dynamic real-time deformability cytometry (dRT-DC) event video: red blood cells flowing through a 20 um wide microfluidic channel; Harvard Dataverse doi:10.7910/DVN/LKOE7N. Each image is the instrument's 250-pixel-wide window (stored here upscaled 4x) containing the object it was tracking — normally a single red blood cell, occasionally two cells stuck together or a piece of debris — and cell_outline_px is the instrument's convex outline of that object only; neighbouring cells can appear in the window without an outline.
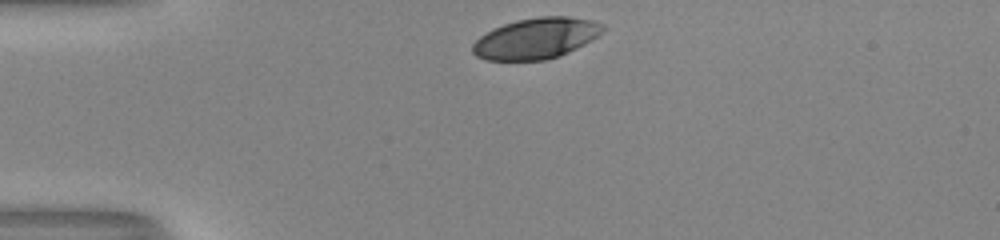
{"species": "human", "species_latin": "Homo sapiens", "temperature_condition": "room temperature", "stored_images_in_passage": 30, "camera_frame_rate_fps": 3000, "um_per_image_px": 0.085, "donor": {"sex": "male"}, "frame": {"image": 1, "passage_image": 1, "time_ms": 0.0, "image_size_px": [1000, 240], "cell_outline_px": [[604, 32], [592, 40], [560, 56], [544, 60], [484, 60], [476, 56], [472, 52], [472, 44], [480, 36], [504, 24], [516, 20], [540, 16], [568, 16], [592, 20], [604, 24]], "centroid_in_image_um": [45.59, 3.26], "position_along_channel_um": 39.4, "area_um2": 31.04}}
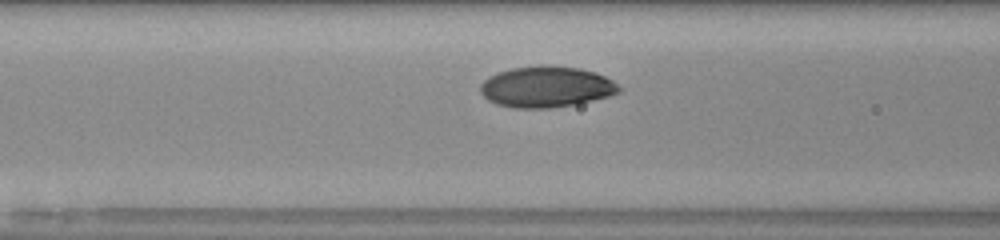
{"frame": {"image": 2, "passage_image": 10, "time_ms": 3.0, "image_size_px": [1000, 240], "cell_outline_px": [[624, 88], [620, 92], [608, 96], [576, 104], [548, 108], [516, 108], [496, 104], [488, 100], [480, 92], [480, 84], [488, 76], [512, 68], [544, 64], [548, 64], [580, 68], [604, 76], [612, 80]], "centroid_in_image_um": [46.44, 7.37], "position_along_channel_um": 120.2, "area_um2": 33.29}}
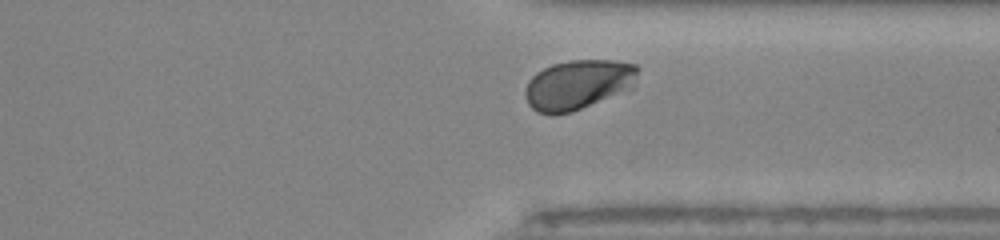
{"frame": {"image": 3, "passage_image": 28, "time_ms": 9.0, "image_size_px": [1000, 240], "cell_outline_px": [[640, 68], [636, 88], [572, 112], [552, 116], [536, 112], [528, 104], [524, 96], [524, 92], [528, 80], [536, 72], [552, 64], [568, 60], [616, 60], [636, 64]], "centroid_in_image_um": [49.19, 7.2], "position_along_channel_um": 362.2, "area_um2": 33.7}, "authors_computed_cell_mechanics": {"area_um2": 32.4258, "velocity_mm_per_s": 4.0282, "shape_relaxation_time_tau1_ms": 2.7004, "shape_relaxation_time_tau2_ms": null, "deformation_change_tau1": 0.1509, "deformation_change_tau2": null}}